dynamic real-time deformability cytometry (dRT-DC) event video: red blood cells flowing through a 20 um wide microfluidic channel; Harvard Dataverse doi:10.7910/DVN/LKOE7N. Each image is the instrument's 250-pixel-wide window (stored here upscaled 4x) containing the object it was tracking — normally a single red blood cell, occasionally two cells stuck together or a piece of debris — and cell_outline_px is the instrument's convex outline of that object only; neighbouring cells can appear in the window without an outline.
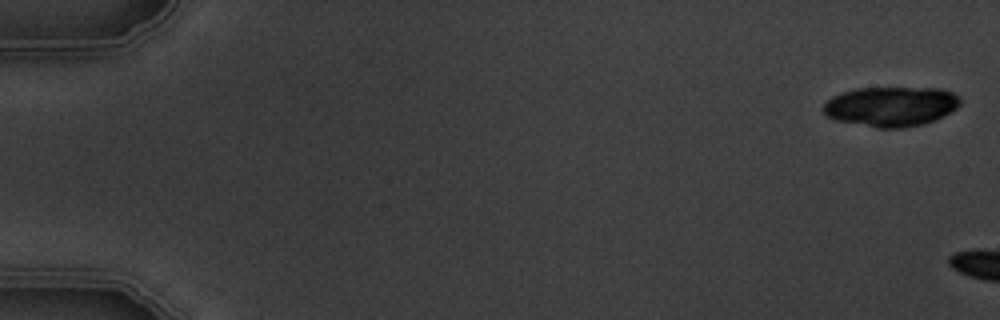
{"species": "common noctule bat (a hibernating species)", "species_latin": "Nyctalus noctula", "temperature_condition": "warm", "stored_images_in_passage": 3, "camera_frame_rate_fps": 3000, "um_per_image_px": 0.085, "animal": {"sex": "male", "body_mass_g": 19.5, "forearm_length_mm": 54.6}, "frame": {"image": 1, "passage_image": 1, "time_ms": 0.0, "image_size_px": [1000, 320], "cell_outline_px": [[960, 104], [956, 108], [944, 116], [936, 120], [924, 124], [904, 128], [876, 128], [836, 120], [824, 116], [824, 104], [832, 96], [856, 88], [940, 88], [952, 92], [960, 96]], "centroid_in_image_um": [75.75, 9.05], "position_along_channel_um": 9.3, "area_um2": 31.96}}